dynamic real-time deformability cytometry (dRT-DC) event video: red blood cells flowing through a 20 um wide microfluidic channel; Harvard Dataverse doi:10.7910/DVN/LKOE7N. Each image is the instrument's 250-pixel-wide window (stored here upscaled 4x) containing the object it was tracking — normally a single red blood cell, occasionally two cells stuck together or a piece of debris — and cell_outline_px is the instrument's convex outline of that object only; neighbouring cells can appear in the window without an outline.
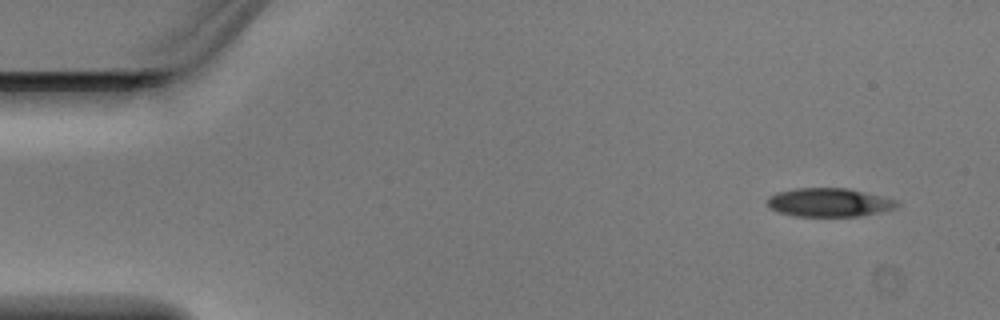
{"species": "Egyptian fruit bat (a non-hibernating species)", "species_latin": "Rousettus aegyptiacus", "temperature_condition": "warm", "stored_images_in_passage": 4, "camera_frame_rate_fps": 3000, "um_per_image_px": 0.085, "animal": {"sex": "male"}, "frame": {"image": 1, "passage_image": 1, "time_ms": 0.0, "image_size_px": [1000, 320], "cell_outline_px": [[900, 204], [896, 208], [860, 216], [792, 216], [776, 212], [768, 208], [768, 196], [776, 192], [796, 188], [848, 188], [896, 200]], "centroid_in_image_um": [70.41, 17.21], "position_along_channel_um": 14.6, "area_um2": 21.68}}
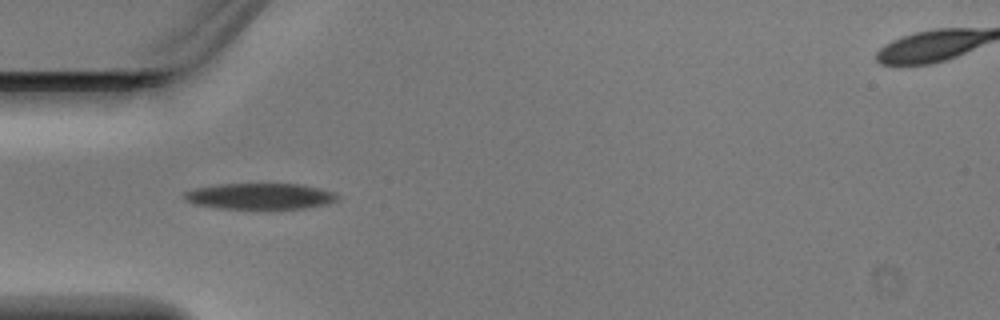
{"frame": {"image": 2, "passage_image": 4, "time_ms": 1.0, "image_size_px": [1000, 320], "cell_outline_px": [[340, 196], [336, 200], [328, 204], [304, 208], [268, 212], [216, 208], [196, 204], [184, 200], [184, 192], [192, 188], [216, 184], [300, 184], [332, 192]], "centroid_in_image_um": [22.06, 16.73], "position_along_channel_um": 62.9, "area_um2": 24.33}}